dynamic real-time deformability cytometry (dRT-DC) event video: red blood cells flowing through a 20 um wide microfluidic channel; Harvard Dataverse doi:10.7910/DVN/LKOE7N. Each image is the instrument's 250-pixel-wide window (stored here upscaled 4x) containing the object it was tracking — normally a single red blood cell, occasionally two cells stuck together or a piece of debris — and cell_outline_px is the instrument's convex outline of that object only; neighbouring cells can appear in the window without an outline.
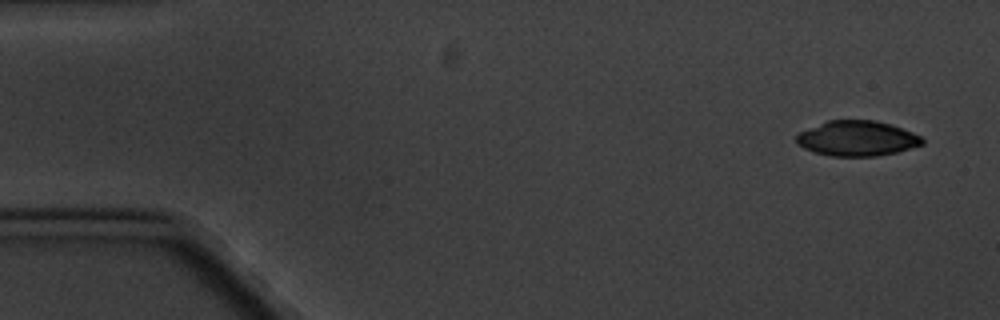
{"species": "common noctule bat (a hibernating species)", "species_latin": "Nyctalus noctula", "temperature_condition": "cold", "stored_images_in_passage": 5, "camera_frame_rate_fps": 3000, "um_per_image_px": 0.085, "animal": {"sex": "male", "body_mass_g": 20.1, "forearm_length_mm": 53.5}, "frame": {"image": 1, "passage_image": 1, "time_ms": 0.0, "image_size_px": [1000, 320], "cell_outline_px": [[924, 144], [896, 152], [876, 156], [832, 156], [812, 152], [796, 144], [796, 136], [800, 132], [828, 120], [876, 120], [912, 132], [920, 136], [924, 140]], "centroid_in_image_um": [72.83, 11.77], "position_along_channel_um": 12.2, "area_um2": 25.66}}